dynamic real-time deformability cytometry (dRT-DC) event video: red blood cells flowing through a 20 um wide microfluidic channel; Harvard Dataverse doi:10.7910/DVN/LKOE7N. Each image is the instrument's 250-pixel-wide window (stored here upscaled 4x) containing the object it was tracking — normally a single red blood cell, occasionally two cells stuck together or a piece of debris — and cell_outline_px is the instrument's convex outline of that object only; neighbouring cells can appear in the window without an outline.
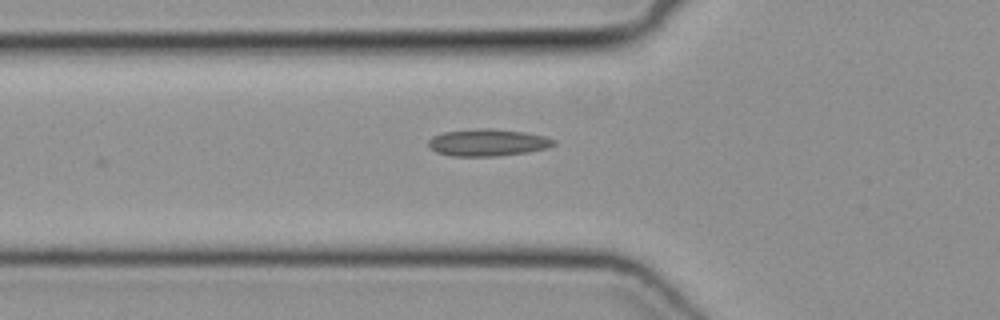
{"species": "common noctule bat (a hibernating species)", "species_latin": "Nyctalus noctula", "temperature_condition": "cold", "stored_images_in_passage": 18, "camera_frame_rate_fps": 3000, "um_per_image_px": 0.085, "animal": {"sex": "female", "body_mass_g": 19.3, "forearm_length_mm": 54.1}, "frame": {"image": 1, "passage_image": 2, "time_ms": 0.333, "image_size_px": [1000, 320], "cell_outline_px": [[556, 144], [548, 148], [528, 152], [496, 156], [452, 156], [436, 152], [428, 148], [428, 140], [432, 136], [444, 132], [476, 128], [492, 128], [524, 132], [544, 136], [556, 140]], "centroid_in_image_um": [41.44, 12.11], "position_along_channel_um": 84.4, "area_um2": 19.94}}
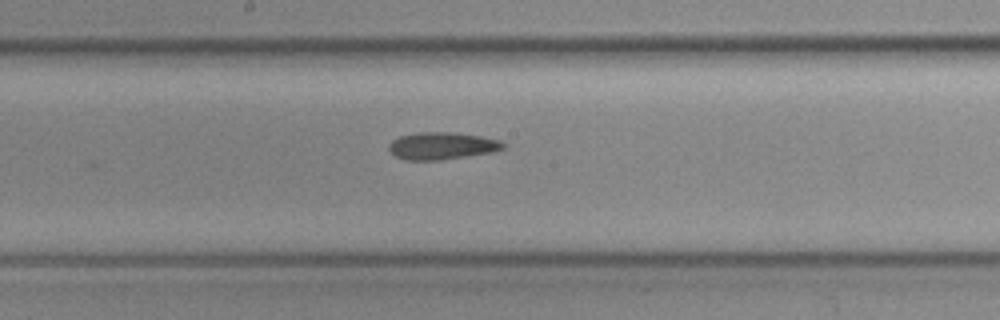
{"frame": {"image": 2, "passage_image": 11, "time_ms": 3.333, "image_size_px": [1000, 320], "cell_outline_px": [[504, 148], [492, 152], [440, 160], [404, 160], [396, 156], [388, 148], [388, 144], [392, 140], [400, 136], [416, 132], [452, 132], [480, 136], [500, 140], [504, 144]], "centroid_in_image_um": [37.53, 12.39], "position_along_channel_um": 210.7, "area_um2": 18.09}}
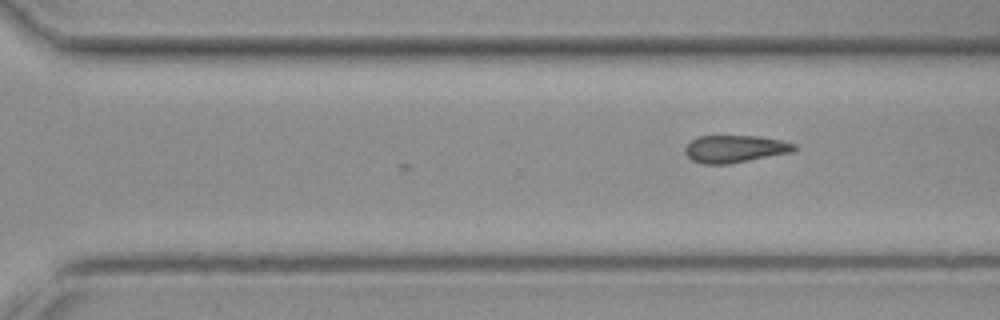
{"frame": {"image": 3, "passage_image": 18, "time_ms": 5.667, "image_size_px": [1000, 320], "cell_outline_px": [[796, 148], [792, 152], [728, 164], [700, 164], [692, 160], [684, 152], [684, 148], [696, 136], [760, 136], [780, 140], [796, 144]], "centroid_in_image_um": [62.44, 12.65], "position_along_channel_um": 308.2, "area_um2": 17.4}}